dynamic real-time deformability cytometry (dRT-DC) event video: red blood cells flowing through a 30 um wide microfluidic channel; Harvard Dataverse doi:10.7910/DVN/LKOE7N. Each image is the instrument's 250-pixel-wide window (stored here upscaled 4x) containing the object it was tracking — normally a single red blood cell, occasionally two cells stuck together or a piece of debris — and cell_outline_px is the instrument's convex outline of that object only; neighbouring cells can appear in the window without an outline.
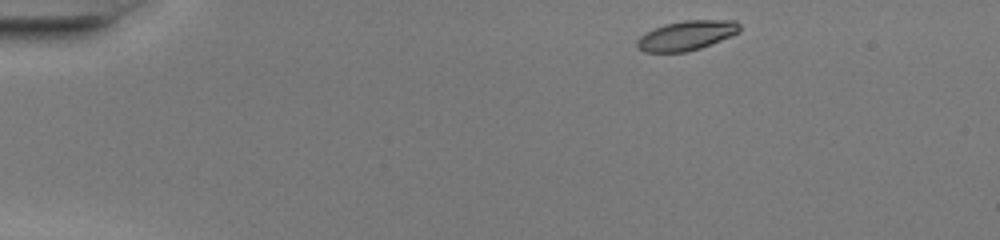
{"species": "common noctule bat (a hibernating species)", "species_latin": "Nyctalus noctula", "temperature_condition": "warm", "stored_images_in_passage": 42, "camera_frame_rate_fps": 3000, "um_per_image_px": 0.085, "animal": {"sex": "female", "body_mass_g": 20.0, "forearm_length_mm": 54.0}, "frame": {"image": 1, "passage_image": 1, "time_ms": 0.0, "image_size_px": [1000, 240], "cell_outline_px": [[740, 32], [732, 36], [700, 48], [688, 52], [644, 52], [636, 44], [636, 40], [644, 32], [664, 24], [684, 20], [736, 20], [740, 24]], "centroid_in_image_um": [58.36, 3.01], "position_along_channel_um": 26.6, "area_um2": 17.86}}
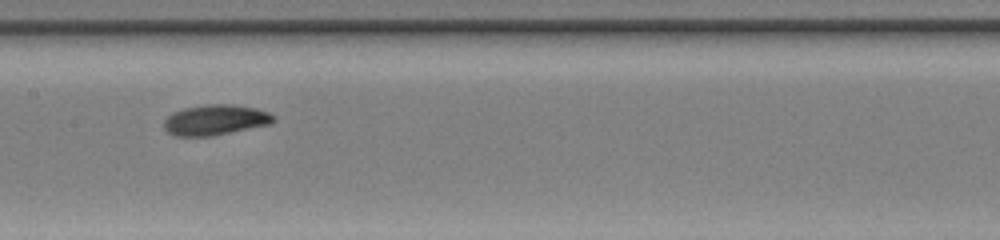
{"frame": {"image": 2, "passage_image": 19, "time_ms": 6.0, "image_size_px": [1000, 240], "cell_outline_px": [[276, 120], [272, 124], [212, 136], [176, 136], [168, 132], [164, 128], [164, 120], [172, 112], [184, 108], [208, 104], [232, 104], [256, 108], [268, 112], [276, 116]], "centroid_in_image_um": [18.34, 10.19], "position_along_channel_um": 189.1, "area_um2": 19.59}}
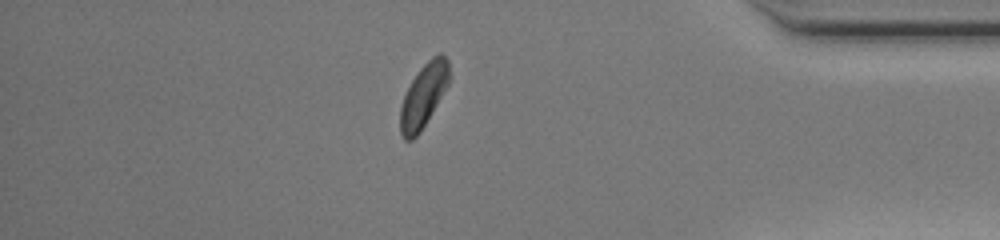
{"frame": {"image": 3, "passage_image": 36, "time_ms": 11.667, "image_size_px": [1000, 240], "cell_outline_px": [[452, 76], [448, 84], [420, 132], [412, 140], [404, 140], [400, 132], [400, 108], [404, 96], [412, 80], [420, 68], [436, 52], [440, 52], [448, 60]], "centroid_in_image_um": [36.02, 8.08], "position_along_channel_um": 399.2, "area_um2": 18.09}, "authors_computed_cell_mechanics": {"area_um2": 18.4671, "velocity_mm_per_s": 4.2131, "shape_relaxation_time_tau1_ms": 2.3541, "shape_relaxation_time_tau2_ms": 5.2215, "deformation_change_tau1": 0.1207, "deformation_change_tau2": 0.1187}}